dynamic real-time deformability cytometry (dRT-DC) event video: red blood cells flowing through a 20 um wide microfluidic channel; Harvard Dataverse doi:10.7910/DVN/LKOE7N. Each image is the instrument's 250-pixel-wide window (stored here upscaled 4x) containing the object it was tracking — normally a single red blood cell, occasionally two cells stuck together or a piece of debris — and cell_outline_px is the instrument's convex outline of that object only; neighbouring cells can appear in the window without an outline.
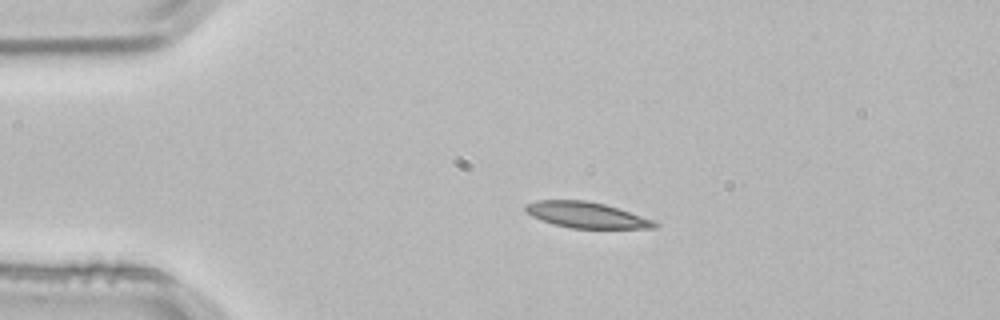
{"species": "common noctule bat (a hibernating species)", "species_latin": "Nyctalus noctula", "temperature_condition": "room temperature", "stored_images_in_passage": 1, "camera_frame_rate_fps": 3000, "um_per_image_px": 0.085, "animal": {"sex": "male", "body_mass_g": 21.5, "forearm_length_mm": 52.0}, "frame": {"image": 1, "passage_image": 1, "time_ms": 0.0, "image_size_px": [1000, 320], "cell_outline_px": [[660, 224], [656, 228], [572, 228], [540, 220], [524, 212], [524, 204], [536, 200], [584, 200], [604, 204], [656, 220]], "centroid_in_image_um": [49.84, 18.27], "position_along_channel_um": 35.2, "area_um2": 19.54}}